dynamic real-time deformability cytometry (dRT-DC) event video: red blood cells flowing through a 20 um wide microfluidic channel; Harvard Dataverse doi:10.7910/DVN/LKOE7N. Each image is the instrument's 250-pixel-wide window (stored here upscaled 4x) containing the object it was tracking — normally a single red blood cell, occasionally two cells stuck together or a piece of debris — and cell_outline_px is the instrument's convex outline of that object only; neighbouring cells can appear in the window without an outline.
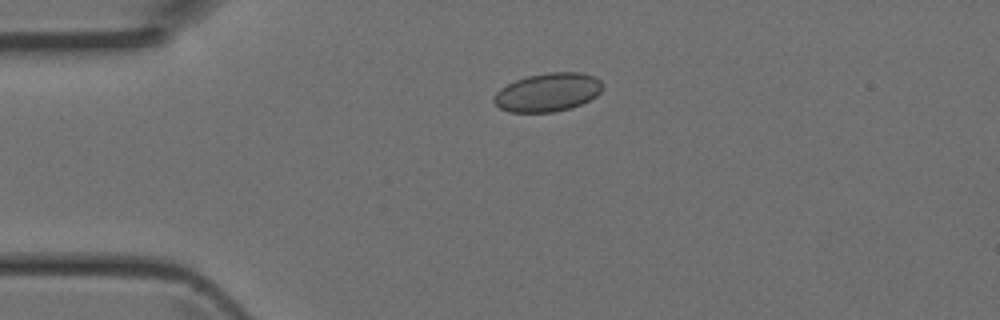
{"species": "Egyptian fruit bat (a non-hibernating species)", "species_latin": "Rousettus aegyptiacus", "temperature_condition": "room temperature", "stored_images_in_passage": 2, "camera_frame_rate_fps": 3000, "um_per_image_px": 0.085, "animal": {"sex": "female"}, "frame": {"image": 1, "passage_image": 1, "time_ms": 0.0, "image_size_px": [1000, 320], "cell_outline_px": [[604, 88], [596, 96], [572, 108], [552, 112], [508, 112], [500, 108], [492, 100], [492, 96], [500, 88], [516, 80], [528, 76], [548, 72], [580, 72], [592, 76], [600, 80], [604, 84]], "centroid_in_image_um": [46.56, 7.84], "position_along_channel_um": 38.4, "area_um2": 24.45}}